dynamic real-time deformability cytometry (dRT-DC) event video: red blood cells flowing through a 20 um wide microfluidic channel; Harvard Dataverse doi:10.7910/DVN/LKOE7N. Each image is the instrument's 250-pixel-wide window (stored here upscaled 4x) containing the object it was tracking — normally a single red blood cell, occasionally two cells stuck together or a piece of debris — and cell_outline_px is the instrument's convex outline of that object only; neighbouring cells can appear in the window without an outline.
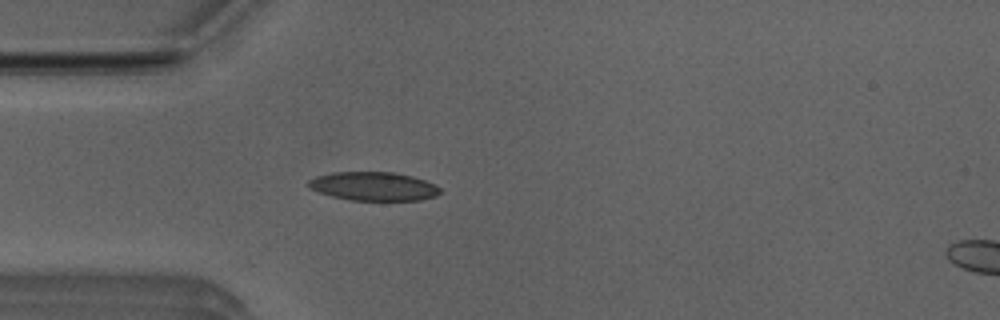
{"species": "Egyptian fruit bat (a non-hibernating species)", "species_latin": "Rousettus aegyptiacus", "temperature_condition": "room temperature", "stored_images_in_passage": 14, "camera_frame_rate_fps": 3000, "um_per_image_px": 0.085, "animal": {"sex": "male"}, "frame": {"image": 1, "passage_image": 14, "time_ms": 4.333, "image_size_px": [1000, 320], "cell_outline_px": [[440, 192], [436, 196], [420, 200], [352, 200], [332, 196], [308, 188], [308, 180], [316, 176], [332, 172], [392, 172], [412, 176], [436, 184], [440, 188]], "centroid_in_image_um": [31.75, 15.83], "position_along_channel_um": 53.2, "area_um2": 21.96}}